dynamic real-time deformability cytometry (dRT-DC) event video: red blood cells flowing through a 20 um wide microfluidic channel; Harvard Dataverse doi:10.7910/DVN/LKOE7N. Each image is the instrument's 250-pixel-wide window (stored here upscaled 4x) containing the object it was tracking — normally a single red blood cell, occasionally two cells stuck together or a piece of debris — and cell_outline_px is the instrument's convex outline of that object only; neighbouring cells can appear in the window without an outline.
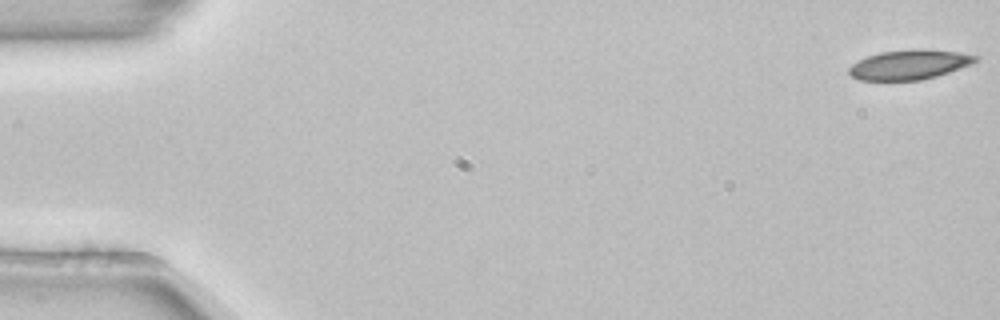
{"species": "common noctule bat (a hibernating species)", "species_latin": "Nyctalus noctula", "temperature_condition": "room temperature", "stored_images_in_passage": 53, "camera_frame_rate_fps": 3000, "um_per_image_px": 0.085, "animal": {"sex": "female", "body_mass_g": 22.7, "forearm_length_mm": 54.2}, "frame": {"image": 1, "passage_image": 1, "time_ms": 0.0, "image_size_px": [1000, 320], "cell_outline_px": [[980, 60], [972, 64], [936, 76], [920, 80], [860, 80], [852, 76], [848, 72], [848, 68], [852, 64], [868, 56], [880, 52], [912, 48], [924, 48], [960, 52], [980, 56]], "centroid_in_image_um": [77.34, 5.47], "position_along_channel_um": 7.7, "area_um2": 22.08}}
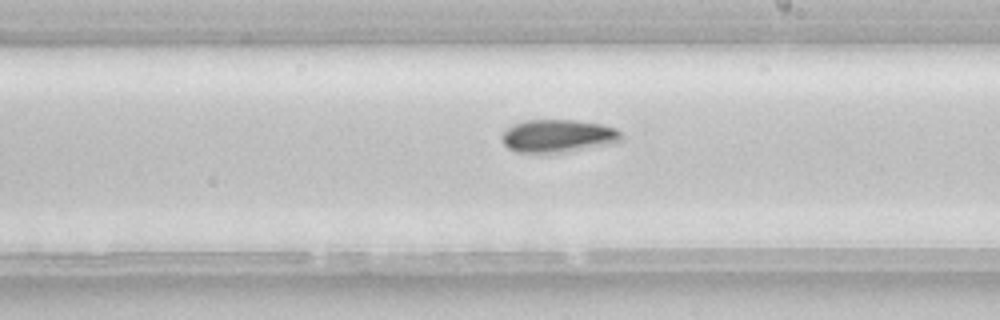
{"frame": {"image": 2, "passage_image": 31, "time_ms": 10.0, "image_size_px": [1000, 320], "cell_outline_px": [[624, 136], [620, 140], [612, 144], [564, 152], [516, 152], [508, 148], [504, 144], [500, 136], [512, 124], [524, 120], [576, 120], [600, 124], [616, 128]], "centroid_in_image_um": [47.43, 11.55], "position_along_channel_um": 241.6, "area_um2": 22.89}}
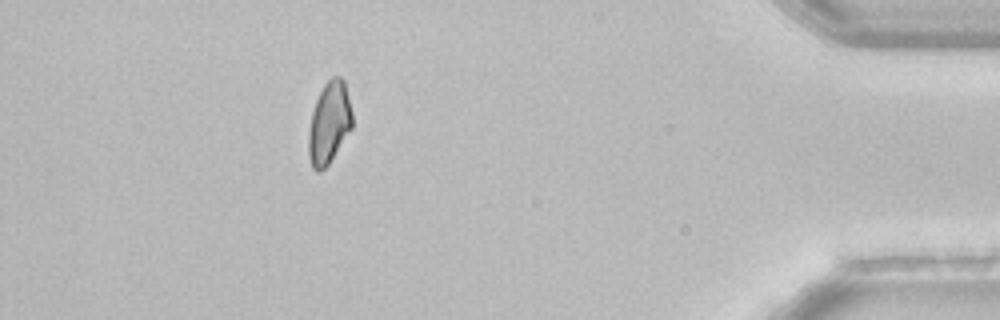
{"frame": {"image": 3, "passage_image": 48, "time_ms": 15.667, "image_size_px": [1000, 320], "cell_outline_px": [[352, 128], [328, 164], [320, 172], [316, 172], [312, 168], [308, 156], [308, 132], [312, 112], [316, 100], [324, 84], [332, 76], [340, 76], [344, 80], [352, 112]], "centroid_in_image_um": [27.96, 10.45], "position_along_channel_um": 407.2, "area_um2": 20.87}, "authors_computed_cell_mechanics": {"area_um2": 22.5998, "velocity_mm_per_s": 3.868, "shape_relaxation_time_tau1_ms": 9.388, "shape_relaxation_time_tau2_ms": null, "deformation_change_tau1": 0.1538, "deformation_change_tau2": null}}